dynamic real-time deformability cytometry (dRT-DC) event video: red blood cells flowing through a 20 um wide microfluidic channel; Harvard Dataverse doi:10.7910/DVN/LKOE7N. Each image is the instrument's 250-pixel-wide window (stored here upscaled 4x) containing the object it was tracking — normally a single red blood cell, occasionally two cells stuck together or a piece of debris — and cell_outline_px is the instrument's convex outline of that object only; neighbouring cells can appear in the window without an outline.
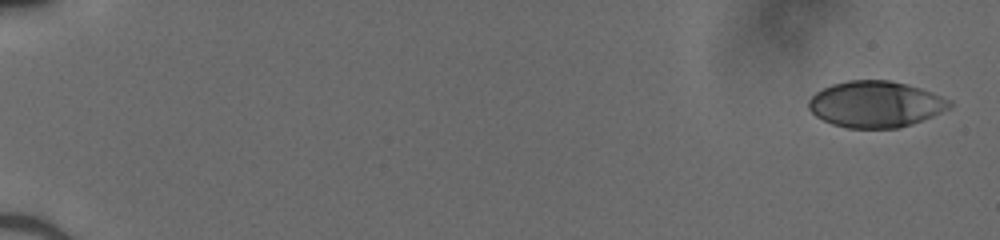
{"species": "human", "species_latin": "Homo sapiens", "temperature_condition": "cold", "stored_images_in_passage": 45, "camera_frame_rate_fps": 3000, "um_per_image_px": 0.085, "donor": {"sex": "male"}, "frame": {"image": 1, "passage_image": 1, "time_ms": 0.0, "image_size_px": [1000, 240], "cell_outline_px": [[952, 104], [948, 108], [932, 116], [900, 128], [848, 128], [832, 124], [816, 116], [808, 108], [808, 100], [816, 92], [832, 84], [848, 80], [888, 80], [920, 88], [952, 100]], "centroid_in_image_um": [74.4, 8.86], "position_along_channel_um": 10.6, "area_um2": 37.74}}
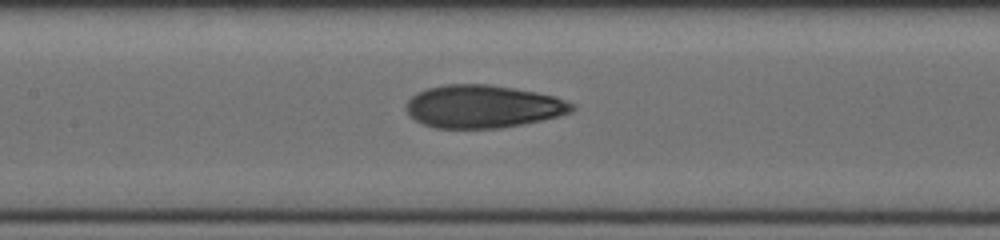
{"frame": {"image": 2, "passage_image": 24, "time_ms": 7.667, "image_size_px": [1000, 240], "cell_outline_px": [[576, 108], [572, 112], [560, 116], [500, 128], [436, 128], [424, 124], [416, 120], [408, 112], [408, 100], [416, 92], [428, 88], [444, 84], [488, 84], [536, 92], [552, 96], [564, 100], [572, 104]], "centroid_in_image_um": [41.05, 9.05], "position_along_channel_um": 166.3, "area_um2": 40.98}}
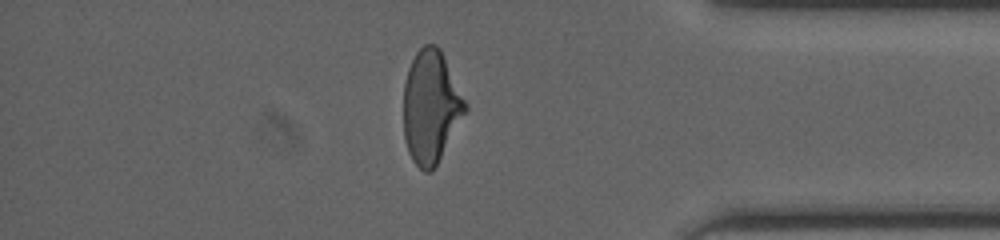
{"frame": {"image": 3, "passage_image": 41, "time_ms": 13.333, "image_size_px": [1000, 240], "cell_outline_px": [[468, 108], [436, 164], [428, 172], [424, 172], [412, 160], [408, 152], [404, 140], [404, 84], [408, 68], [416, 52], [424, 44], [436, 44], [440, 48], [468, 104]], "centroid_in_image_um": [36.62, 9.04], "position_along_channel_um": 398.6, "area_um2": 40.29}}